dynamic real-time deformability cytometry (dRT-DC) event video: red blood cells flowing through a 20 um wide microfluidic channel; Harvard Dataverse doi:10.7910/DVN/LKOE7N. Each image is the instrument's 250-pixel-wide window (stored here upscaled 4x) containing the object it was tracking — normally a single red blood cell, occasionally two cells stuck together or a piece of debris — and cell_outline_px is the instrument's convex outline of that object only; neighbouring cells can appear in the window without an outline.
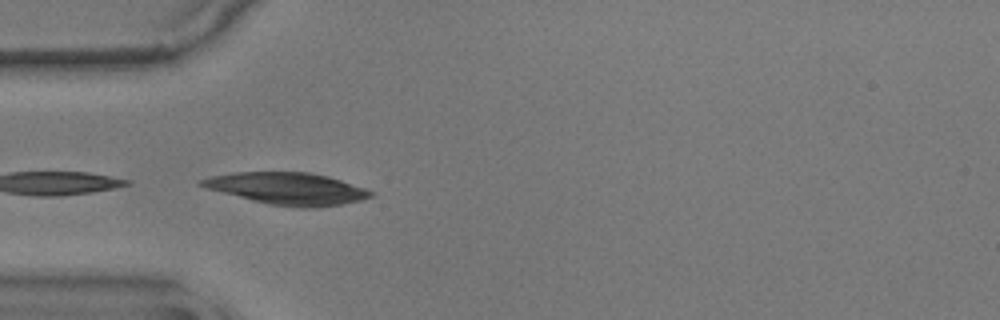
{"species": "common noctule bat (a hibernating species)", "species_latin": "Nyctalus noctula", "temperature_condition": "warm", "stored_images_in_passage": 22, "camera_frame_rate_fps": 3000, "um_per_image_px": 0.085, "animal": {"sex": "male", "body_mass_g": 17.9}, "frame": {"image": 1, "passage_image": 17, "time_ms": 5.333, "image_size_px": [1000, 320], "cell_outline_px": [[376, 192], [372, 196], [360, 200], [340, 204], [316, 208], [300, 208], [268, 204], [252, 200], [208, 188], [196, 184], [200, 180], [212, 176], [232, 172], [308, 172], [328, 176]], "centroid_in_image_um": [24.44, 16.03], "position_along_channel_um": 60.6, "area_um2": 31.27}}